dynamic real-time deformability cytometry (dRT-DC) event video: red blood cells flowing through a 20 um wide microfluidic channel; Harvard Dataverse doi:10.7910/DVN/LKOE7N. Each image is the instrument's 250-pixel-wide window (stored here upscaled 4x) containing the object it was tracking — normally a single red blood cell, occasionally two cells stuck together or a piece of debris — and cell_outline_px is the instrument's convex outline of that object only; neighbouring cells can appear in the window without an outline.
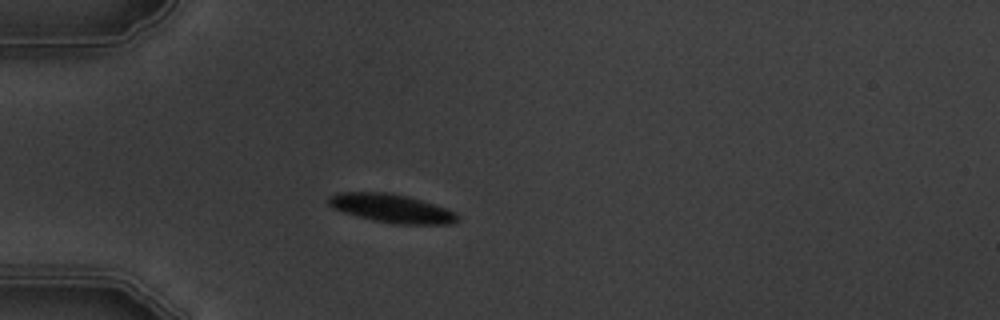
{"species": "common noctule bat (a hibernating species)", "species_latin": "Nyctalus noctula", "temperature_condition": "warm", "stored_images_in_passage": 5, "camera_frame_rate_fps": 3000, "um_per_image_px": 0.085, "animal": {"sex": "male", "body_mass_g": 19.5, "forearm_length_mm": 54.6}, "frame": {"image": 1, "passage_image": 4, "time_ms": 4.333, "image_size_px": [1000, 320], "cell_outline_px": [[456, 220], [452, 224], [392, 224], [372, 220], [344, 212], [332, 208], [328, 204], [328, 196], [336, 192], [388, 192], [420, 200], [456, 212]], "centroid_in_image_um": [33.21, 17.71], "position_along_channel_um": 51.8, "area_um2": 21.21}}